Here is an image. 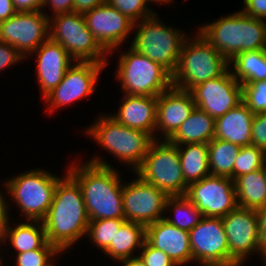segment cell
<instances>
[{"label": "cell", "instance_id": "cell-1", "mask_svg": "<svg viewBox=\"0 0 266 266\" xmlns=\"http://www.w3.org/2000/svg\"><path fill=\"white\" fill-rule=\"evenodd\" d=\"M80 158L72 159L65 167L81 188L89 221L124 219L122 188L125 177L121 171L101 154H94L86 161L83 156Z\"/></svg>", "mask_w": 266, "mask_h": 266}, {"label": "cell", "instance_id": "cell-2", "mask_svg": "<svg viewBox=\"0 0 266 266\" xmlns=\"http://www.w3.org/2000/svg\"><path fill=\"white\" fill-rule=\"evenodd\" d=\"M63 173L42 222L47 242L68 254L69 249L75 250L79 241L86 238L89 218L79 184L67 173V168Z\"/></svg>", "mask_w": 266, "mask_h": 266}, {"label": "cell", "instance_id": "cell-3", "mask_svg": "<svg viewBox=\"0 0 266 266\" xmlns=\"http://www.w3.org/2000/svg\"><path fill=\"white\" fill-rule=\"evenodd\" d=\"M197 28L200 35L228 61L240 52L266 49V20L245 15L240 10Z\"/></svg>", "mask_w": 266, "mask_h": 266}, {"label": "cell", "instance_id": "cell-4", "mask_svg": "<svg viewBox=\"0 0 266 266\" xmlns=\"http://www.w3.org/2000/svg\"><path fill=\"white\" fill-rule=\"evenodd\" d=\"M96 116L94 122L83 129V134L117 162L135 172L143 163L154 140L148 133L126 127L110 114Z\"/></svg>", "mask_w": 266, "mask_h": 266}, {"label": "cell", "instance_id": "cell-5", "mask_svg": "<svg viewBox=\"0 0 266 266\" xmlns=\"http://www.w3.org/2000/svg\"><path fill=\"white\" fill-rule=\"evenodd\" d=\"M62 177L63 175L40 167L27 169L5 179L9 216L13 217L10 213L15 206L19 209L20 220L42 221L53 201L57 183Z\"/></svg>", "mask_w": 266, "mask_h": 266}, {"label": "cell", "instance_id": "cell-6", "mask_svg": "<svg viewBox=\"0 0 266 266\" xmlns=\"http://www.w3.org/2000/svg\"><path fill=\"white\" fill-rule=\"evenodd\" d=\"M229 69V61L196 30L182 45L171 82L177 88L191 91L204 81L220 77Z\"/></svg>", "mask_w": 266, "mask_h": 266}, {"label": "cell", "instance_id": "cell-7", "mask_svg": "<svg viewBox=\"0 0 266 266\" xmlns=\"http://www.w3.org/2000/svg\"><path fill=\"white\" fill-rule=\"evenodd\" d=\"M157 12L134 23L133 37L129 46L136 52L159 63L171 75L176 70L182 45L189 36L182 28L162 22Z\"/></svg>", "mask_w": 266, "mask_h": 266}, {"label": "cell", "instance_id": "cell-8", "mask_svg": "<svg viewBox=\"0 0 266 266\" xmlns=\"http://www.w3.org/2000/svg\"><path fill=\"white\" fill-rule=\"evenodd\" d=\"M117 56L113 80L119 81L122 93L159 96L172 85L171 74L165 68L130 46Z\"/></svg>", "mask_w": 266, "mask_h": 266}, {"label": "cell", "instance_id": "cell-9", "mask_svg": "<svg viewBox=\"0 0 266 266\" xmlns=\"http://www.w3.org/2000/svg\"><path fill=\"white\" fill-rule=\"evenodd\" d=\"M49 39L61 44L78 62L109 64V53L92 35L85 17L70 12L49 18Z\"/></svg>", "mask_w": 266, "mask_h": 266}, {"label": "cell", "instance_id": "cell-10", "mask_svg": "<svg viewBox=\"0 0 266 266\" xmlns=\"http://www.w3.org/2000/svg\"><path fill=\"white\" fill-rule=\"evenodd\" d=\"M144 181L153 184L168 196H184L185 182L177 145L168 139H154L142 165L135 171Z\"/></svg>", "mask_w": 266, "mask_h": 266}, {"label": "cell", "instance_id": "cell-11", "mask_svg": "<svg viewBox=\"0 0 266 266\" xmlns=\"http://www.w3.org/2000/svg\"><path fill=\"white\" fill-rule=\"evenodd\" d=\"M109 64H100L95 62L75 61L66 71L62 81L47 94L41 103H44L47 115H55L54 112L62 110L63 107L73 106L80 99L91 98L98 87L97 82L101 79L100 74Z\"/></svg>", "mask_w": 266, "mask_h": 266}, {"label": "cell", "instance_id": "cell-12", "mask_svg": "<svg viewBox=\"0 0 266 266\" xmlns=\"http://www.w3.org/2000/svg\"><path fill=\"white\" fill-rule=\"evenodd\" d=\"M229 249V265L248 263L254 255L260 254L261 237L256 210L237 206L222 217Z\"/></svg>", "mask_w": 266, "mask_h": 266}, {"label": "cell", "instance_id": "cell-13", "mask_svg": "<svg viewBox=\"0 0 266 266\" xmlns=\"http://www.w3.org/2000/svg\"><path fill=\"white\" fill-rule=\"evenodd\" d=\"M133 179L123 181L122 200L124 219L144 225L164 219L166 200L164 191L144 181L133 172Z\"/></svg>", "mask_w": 266, "mask_h": 266}, {"label": "cell", "instance_id": "cell-14", "mask_svg": "<svg viewBox=\"0 0 266 266\" xmlns=\"http://www.w3.org/2000/svg\"><path fill=\"white\" fill-rule=\"evenodd\" d=\"M49 38V18L43 11L16 12L0 22V41L26 59Z\"/></svg>", "mask_w": 266, "mask_h": 266}, {"label": "cell", "instance_id": "cell-15", "mask_svg": "<svg viewBox=\"0 0 266 266\" xmlns=\"http://www.w3.org/2000/svg\"><path fill=\"white\" fill-rule=\"evenodd\" d=\"M185 196L203 217L222 218L238 206L234 181L211 174L189 184Z\"/></svg>", "mask_w": 266, "mask_h": 266}, {"label": "cell", "instance_id": "cell-16", "mask_svg": "<svg viewBox=\"0 0 266 266\" xmlns=\"http://www.w3.org/2000/svg\"><path fill=\"white\" fill-rule=\"evenodd\" d=\"M192 263L197 266L229 265V249L222 218L203 217L189 231Z\"/></svg>", "mask_w": 266, "mask_h": 266}, {"label": "cell", "instance_id": "cell-17", "mask_svg": "<svg viewBox=\"0 0 266 266\" xmlns=\"http://www.w3.org/2000/svg\"><path fill=\"white\" fill-rule=\"evenodd\" d=\"M83 15L90 32L109 53V57L119 52V49L122 51V45L128 46L127 41H130V34H133L134 22L116 8L105 3Z\"/></svg>", "mask_w": 266, "mask_h": 266}, {"label": "cell", "instance_id": "cell-18", "mask_svg": "<svg viewBox=\"0 0 266 266\" xmlns=\"http://www.w3.org/2000/svg\"><path fill=\"white\" fill-rule=\"evenodd\" d=\"M191 93L196 107L215 120L243 102L242 85L230 69L220 77L195 86Z\"/></svg>", "mask_w": 266, "mask_h": 266}, {"label": "cell", "instance_id": "cell-19", "mask_svg": "<svg viewBox=\"0 0 266 266\" xmlns=\"http://www.w3.org/2000/svg\"><path fill=\"white\" fill-rule=\"evenodd\" d=\"M35 56V75L43 99L62 81L67 69L75 62L67 50L49 38L25 60ZM37 58V59H36Z\"/></svg>", "mask_w": 266, "mask_h": 266}, {"label": "cell", "instance_id": "cell-20", "mask_svg": "<svg viewBox=\"0 0 266 266\" xmlns=\"http://www.w3.org/2000/svg\"><path fill=\"white\" fill-rule=\"evenodd\" d=\"M195 107L191 91L171 85L162 92L157 96L155 139H169Z\"/></svg>", "mask_w": 266, "mask_h": 266}, {"label": "cell", "instance_id": "cell-21", "mask_svg": "<svg viewBox=\"0 0 266 266\" xmlns=\"http://www.w3.org/2000/svg\"><path fill=\"white\" fill-rule=\"evenodd\" d=\"M146 241L169 256L177 266L192 263L189 232L171 225L164 219L146 226Z\"/></svg>", "mask_w": 266, "mask_h": 266}, {"label": "cell", "instance_id": "cell-22", "mask_svg": "<svg viewBox=\"0 0 266 266\" xmlns=\"http://www.w3.org/2000/svg\"><path fill=\"white\" fill-rule=\"evenodd\" d=\"M122 94L118 110L109 114L122 125L148 133L155 139L157 96Z\"/></svg>", "mask_w": 266, "mask_h": 266}, {"label": "cell", "instance_id": "cell-23", "mask_svg": "<svg viewBox=\"0 0 266 266\" xmlns=\"http://www.w3.org/2000/svg\"><path fill=\"white\" fill-rule=\"evenodd\" d=\"M254 113L242 102L216 119L214 138L244 147L252 143Z\"/></svg>", "mask_w": 266, "mask_h": 266}, {"label": "cell", "instance_id": "cell-24", "mask_svg": "<svg viewBox=\"0 0 266 266\" xmlns=\"http://www.w3.org/2000/svg\"><path fill=\"white\" fill-rule=\"evenodd\" d=\"M13 220L15 221L16 219L10 217L6 223L4 244L6 251H12L11 255L39 249L47 242L46 232L42 221H20L19 218V221L17 220V222H14ZM12 221L14 224L11 223Z\"/></svg>", "mask_w": 266, "mask_h": 266}, {"label": "cell", "instance_id": "cell-25", "mask_svg": "<svg viewBox=\"0 0 266 266\" xmlns=\"http://www.w3.org/2000/svg\"><path fill=\"white\" fill-rule=\"evenodd\" d=\"M146 240V227L142 224L126 221L119 229L111 245L103 252L116 264L124 259L139 255Z\"/></svg>", "mask_w": 266, "mask_h": 266}, {"label": "cell", "instance_id": "cell-26", "mask_svg": "<svg viewBox=\"0 0 266 266\" xmlns=\"http://www.w3.org/2000/svg\"><path fill=\"white\" fill-rule=\"evenodd\" d=\"M216 120L205 111L195 107L190 116L182 123L179 129L168 139L171 143L208 144L214 139Z\"/></svg>", "mask_w": 266, "mask_h": 266}, {"label": "cell", "instance_id": "cell-27", "mask_svg": "<svg viewBox=\"0 0 266 266\" xmlns=\"http://www.w3.org/2000/svg\"><path fill=\"white\" fill-rule=\"evenodd\" d=\"M239 207L257 210L266 206V166L234 180Z\"/></svg>", "mask_w": 266, "mask_h": 266}, {"label": "cell", "instance_id": "cell-28", "mask_svg": "<svg viewBox=\"0 0 266 266\" xmlns=\"http://www.w3.org/2000/svg\"><path fill=\"white\" fill-rule=\"evenodd\" d=\"M185 182L200 181L210 175L208 145L206 143L177 145Z\"/></svg>", "mask_w": 266, "mask_h": 266}, {"label": "cell", "instance_id": "cell-29", "mask_svg": "<svg viewBox=\"0 0 266 266\" xmlns=\"http://www.w3.org/2000/svg\"><path fill=\"white\" fill-rule=\"evenodd\" d=\"M229 67L241 85L266 80V49L240 52L229 61Z\"/></svg>", "mask_w": 266, "mask_h": 266}, {"label": "cell", "instance_id": "cell-30", "mask_svg": "<svg viewBox=\"0 0 266 266\" xmlns=\"http://www.w3.org/2000/svg\"><path fill=\"white\" fill-rule=\"evenodd\" d=\"M207 145L211 175L233 180L234 164L241 147L216 138L212 139Z\"/></svg>", "mask_w": 266, "mask_h": 266}, {"label": "cell", "instance_id": "cell-31", "mask_svg": "<svg viewBox=\"0 0 266 266\" xmlns=\"http://www.w3.org/2000/svg\"><path fill=\"white\" fill-rule=\"evenodd\" d=\"M164 215V220L168 223L187 232L203 218L197 207L185 195L169 196L166 200Z\"/></svg>", "mask_w": 266, "mask_h": 266}, {"label": "cell", "instance_id": "cell-32", "mask_svg": "<svg viewBox=\"0 0 266 266\" xmlns=\"http://www.w3.org/2000/svg\"><path fill=\"white\" fill-rule=\"evenodd\" d=\"M125 219H98L89 221L86 239L93 247L103 253L114 241L116 229H119Z\"/></svg>", "mask_w": 266, "mask_h": 266}, {"label": "cell", "instance_id": "cell-33", "mask_svg": "<svg viewBox=\"0 0 266 266\" xmlns=\"http://www.w3.org/2000/svg\"><path fill=\"white\" fill-rule=\"evenodd\" d=\"M62 255L56 246L46 242L39 249L15 254L12 261L14 266H56Z\"/></svg>", "mask_w": 266, "mask_h": 266}, {"label": "cell", "instance_id": "cell-34", "mask_svg": "<svg viewBox=\"0 0 266 266\" xmlns=\"http://www.w3.org/2000/svg\"><path fill=\"white\" fill-rule=\"evenodd\" d=\"M266 166V152L255 145L241 147L233 170V181L243 175Z\"/></svg>", "mask_w": 266, "mask_h": 266}, {"label": "cell", "instance_id": "cell-35", "mask_svg": "<svg viewBox=\"0 0 266 266\" xmlns=\"http://www.w3.org/2000/svg\"><path fill=\"white\" fill-rule=\"evenodd\" d=\"M107 3L127 16L134 23L153 16L156 11L147 0H107Z\"/></svg>", "mask_w": 266, "mask_h": 266}, {"label": "cell", "instance_id": "cell-36", "mask_svg": "<svg viewBox=\"0 0 266 266\" xmlns=\"http://www.w3.org/2000/svg\"><path fill=\"white\" fill-rule=\"evenodd\" d=\"M242 99L254 114L266 112V80L243 84Z\"/></svg>", "mask_w": 266, "mask_h": 266}, {"label": "cell", "instance_id": "cell-37", "mask_svg": "<svg viewBox=\"0 0 266 266\" xmlns=\"http://www.w3.org/2000/svg\"><path fill=\"white\" fill-rule=\"evenodd\" d=\"M139 256L146 266H177L169 256L144 241Z\"/></svg>", "mask_w": 266, "mask_h": 266}, {"label": "cell", "instance_id": "cell-38", "mask_svg": "<svg viewBox=\"0 0 266 266\" xmlns=\"http://www.w3.org/2000/svg\"><path fill=\"white\" fill-rule=\"evenodd\" d=\"M251 144L266 152V112L257 113L253 117Z\"/></svg>", "mask_w": 266, "mask_h": 266}, {"label": "cell", "instance_id": "cell-39", "mask_svg": "<svg viewBox=\"0 0 266 266\" xmlns=\"http://www.w3.org/2000/svg\"><path fill=\"white\" fill-rule=\"evenodd\" d=\"M23 61V62H22ZM23 56L10 44L0 41V72L6 71L13 65L24 63Z\"/></svg>", "mask_w": 266, "mask_h": 266}, {"label": "cell", "instance_id": "cell-40", "mask_svg": "<svg viewBox=\"0 0 266 266\" xmlns=\"http://www.w3.org/2000/svg\"><path fill=\"white\" fill-rule=\"evenodd\" d=\"M241 9L243 14L266 20V0H243Z\"/></svg>", "mask_w": 266, "mask_h": 266}, {"label": "cell", "instance_id": "cell-41", "mask_svg": "<svg viewBox=\"0 0 266 266\" xmlns=\"http://www.w3.org/2000/svg\"><path fill=\"white\" fill-rule=\"evenodd\" d=\"M46 7L48 8V11L50 10L49 12H51V14L46 11ZM42 11L48 16V18L59 14L73 12V0H45Z\"/></svg>", "mask_w": 266, "mask_h": 266}, {"label": "cell", "instance_id": "cell-42", "mask_svg": "<svg viewBox=\"0 0 266 266\" xmlns=\"http://www.w3.org/2000/svg\"><path fill=\"white\" fill-rule=\"evenodd\" d=\"M17 12L42 11L45 0H12Z\"/></svg>", "mask_w": 266, "mask_h": 266}, {"label": "cell", "instance_id": "cell-43", "mask_svg": "<svg viewBox=\"0 0 266 266\" xmlns=\"http://www.w3.org/2000/svg\"><path fill=\"white\" fill-rule=\"evenodd\" d=\"M105 3L107 0H73V12L84 14Z\"/></svg>", "mask_w": 266, "mask_h": 266}, {"label": "cell", "instance_id": "cell-44", "mask_svg": "<svg viewBox=\"0 0 266 266\" xmlns=\"http://www.w3.org/2000/svg\"><path fill=\"white\" fill-rule=\"evenodd\" d=\"M12 0H0V22L6 21L16 13Z\"/></svg>", "mask_w": 266, "mask_h": 266}, {"label": "cell", "instance_id": "cell-45", "mask_svg": "<svg viewBox=\"0 0 266 266\" xmlns=\"http://www.w3.org/2000/svg\"><path fill=\"white\" fill-rule=\"evenodd\" d=\"M259 220L261 247H266V206L256 210Z\"/></svg>", "mask_w": 266, "mask_h": 266}, {"label": "cell", "instance_id": "cell-46", "mask_svg": "<svg viewBox=\"0 0 266 266\" xmlns=\"http://www.w3.org/2000/svg\"><path fill=\"white\" fill-rule=\"evenodd\" d=\"M1 183V182H0ZM0 218H10L9 216V212H8V200H7V186H6V182H5V178L4 181L2 182V184H0ZM3 188V190H2ZM5 189V191H4ZM5 194V196H4Z\"/></svg>", "mask_w": 266, "mask_h": 266}, {"label": "cell", "instance_id": "cell-47", "mask_svg": "<svg viewBox=\"0 0 266 266\" xmlns=\"http://www.w3.org/2000/svg\"><path fill=\"white\" fill-rule=\"evenodd\" d=\"M9 219L10 218H0V257H1V260L7 259V258H5L4 255H2L3 253H5L4 252L5 248L1 249L2 248L1 246L4 247V244H5V227H6V223Z\"/></svg>", "mask_w": 266, "mask_h": 266}, {"label": "cell", "instance_id": "cell-48", "mask_svg": "<svg viewBox=\"0 0 266 266\" xmlns=\"http://www.w3.org/2000/svg\"><path fill=\"white\" fill-rule=\"evenodd\" d=\"M118 264L121 266H146L145 262L141 259L139 255L121 260Z\"/></svg>", "mask_w": 266, "mask_h": 266}, {"label": "cell", "instance_id": "cell-49", "mask_svg": "<svg viewBox=\"0 0 266 266\" xmlns=\"http://www.w3.org/2000/svg\"><path fill=\"white\" fill-rule=\"evenodd\" d=\"M148 2H150L152 4H157V5H160V6H164L165 7L168 5V6H171V4L174 3L175 0H147Z\"/></svg>", "mask_w": 266, "mask_h": 266}, {"label": "cell", "instance_id": "cell-50", "mask_svg": "<svg viewBox=\"0 0 266 266\" xmlns=\"http://www.w3.org/2000/svg\"><path fill=\"white\" fill-rule=\"evenodd\" d=\"M259 261H263L262 263V266H266V247H262L261 248V251H260V254H259Z\"/></svg>", "mask_w": 266, "mask_h": 266}, {"label": "cell", "instance_id": "cell-51", "mask_svg": "<svg viewBox=\"0 0 266 266\" xmlns=\"http://www.w3.org/2000/svg\"><path fill=\"white\" fill-rule=\"evenodd\" d=\"M227 266H245V263H235V264L227 265Z\"/></svg>", "mask_w": 266, "mask_h": 266}, {"label": "cell", "instance_id": "cell-52", "mask_svg": "<svg viewBox=\"0 0 266 266\" xmlns=\"http://www.w3.org/2000/svg\"><path fill=\"white\" fill-rule=\"evenodd\" d=\"M0 266H8V262H4V260L0 261Z\"/></svg>", "mask_w": 266, "mask_h": 266}]
</instances>
